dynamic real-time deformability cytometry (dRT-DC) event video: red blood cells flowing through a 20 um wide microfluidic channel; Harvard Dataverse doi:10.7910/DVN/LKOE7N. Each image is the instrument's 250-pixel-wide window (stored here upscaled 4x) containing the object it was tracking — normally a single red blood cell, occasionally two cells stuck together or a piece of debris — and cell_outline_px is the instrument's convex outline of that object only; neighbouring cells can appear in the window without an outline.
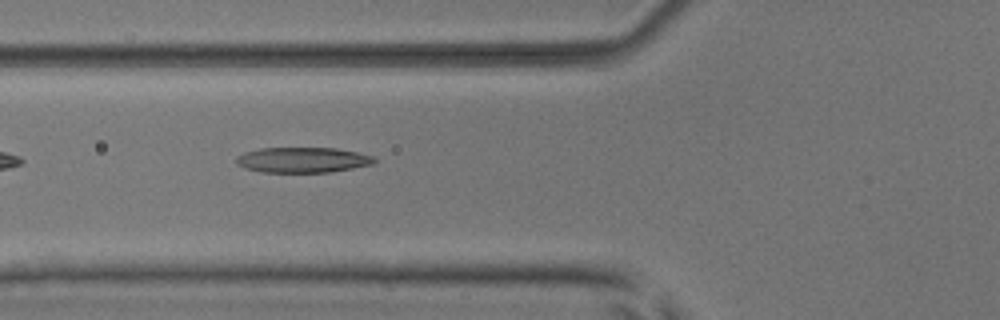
{"species": "common noctule bat (a hibernating species)", "species_latin": "Nyctalus noctula", "temperature_condition": "room temperature", "stored_images_in_passage": 5, "camera_frame_rate_fps": 3000, "um_per_image_px": 0.085, "animal": {"sex": "male", "body_mass_g": 17.9, "forearm_length_mm": 54.2}, "frame": {"image": 1, "passage_image": 5, "time_ms": 5.667, "image_size_px": [1000, 320], "cell_outline_px": [[376, 160], [372, 164], [352, 168], [328, 172], [260, 172], [244, 168], [236, 164], [236, 156], [244, 152], [260, 148], [336, 148], [356, 152], [372, 156]], "centroid_in_image_um": [25.66, 13.59], "position_along_channel_um": 100.1, "area_um2": 20.35}}